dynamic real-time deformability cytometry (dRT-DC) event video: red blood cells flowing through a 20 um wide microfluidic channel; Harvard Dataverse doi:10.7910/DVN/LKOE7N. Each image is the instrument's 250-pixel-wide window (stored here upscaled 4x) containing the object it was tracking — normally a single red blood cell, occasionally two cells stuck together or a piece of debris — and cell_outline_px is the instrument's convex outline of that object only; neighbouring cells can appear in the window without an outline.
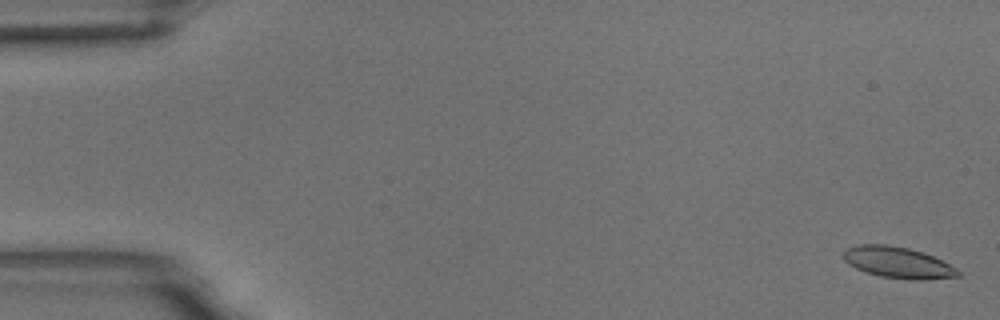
{"species": "common noctule bat (a hibernating species)", "species_latin": "Nyctalus noctula", "temperature_condition": "room temperature", "stored_images_in_passage": 11, "camera_frame_rate_fps": 3000, "um_per_image_px": 0.085, "animal": {"sex": "male", "body_mass_g": 18.8}, "frame": {"image": 1, "passage_image": 2, "time_ms": 0.333, "image_size_px": [1000, 320], "cell_outline_px": [[960, 276], [924, 280], [912, 280], [880, 276], [856, 268], [848, 264], [844, 260], [844, 248], [860, 244], [888, 244], [908, 248], [924, 252], [956, 268], [960, 272]], "centroid_in_image_um": [76.3, 22.3], "position_along_channel_um": 8.7, "area_um2": 20.81}}